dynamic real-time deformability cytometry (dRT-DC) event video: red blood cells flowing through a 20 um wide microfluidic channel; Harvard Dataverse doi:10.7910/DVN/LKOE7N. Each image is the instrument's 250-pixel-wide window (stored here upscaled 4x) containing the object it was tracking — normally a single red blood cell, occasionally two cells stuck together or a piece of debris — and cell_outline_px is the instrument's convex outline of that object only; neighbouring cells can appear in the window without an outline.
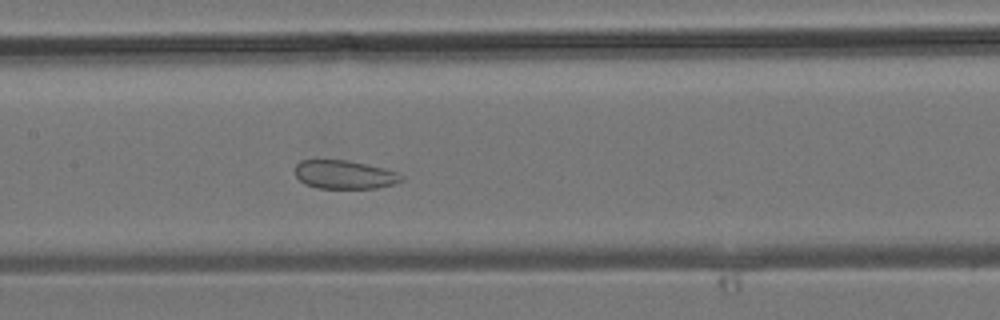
{"species": "common noctule bat (a hibernating species)", "species_latin": "Nyctalus noctula", "temperature_condition": "room temperature", "stored_images_in_passage": 36, "segment_of_instrument_passage": [1, 2], "camera_frame_rate_fps": 3000, "um_per_image_px": 0.085, "animal": {"sex": "male", "body_mass_g": 19.2, "forearm_length_mm": 51.8}, "frame": {"image": 1, "passage_image": 16, "time_ms": 5.0, "image_size_px": [1000, 320], "cell_outline_px": [[404, 180], [392, 184], [376, 188], [316, 188], [304, 184], [296, 176], [296, 164], [300, 160], [348, 160], [384, 168], [396, 172], [404, 176]], "centroid_in_image_um": [29.28, 14.84], "position_along_channel_um": 178.1, "area_um2": 17.69}}
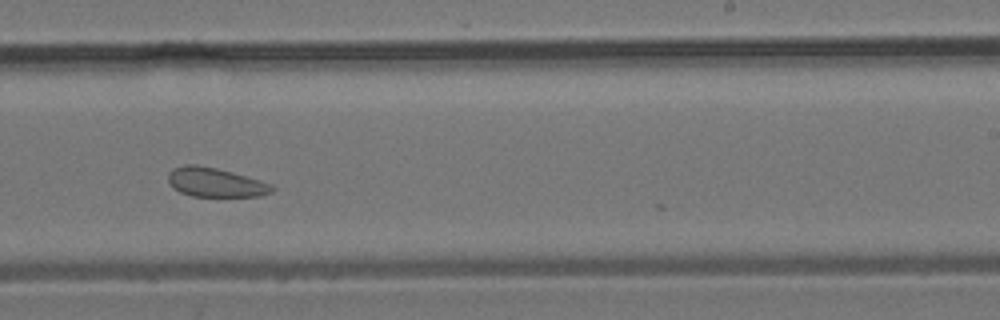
{"frame": {"image": 2, "passage_image": 21, "time_ms": 6.667, "image_size_px": [1000, 320], "cell_outline_px": [[276, 188], [272, 192], [260, 196], [192, 196], [180, 192], [172, 188], [168, 180], [168, 172], [172, 168], [184, 164], [196, 164], [216, 168], [232, 172], [260, 180], [272, 184]], "centroid_in_image_um": [18.29, 15.49], "position_along_channel_um": 270.7, "area_um2": 17.8}}
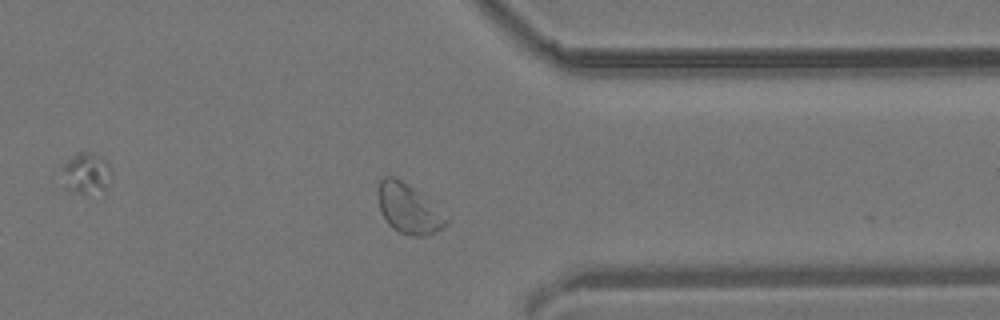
{"frame": {"image": 3, "passage_image": 27, "time_ms": 8.667, "image_size_px": [1000, 320], "cell_outline_px": [[448, 224], [428, 236], [408, 236], [392, 228], [388, 224], [380, 212], [376, 192], [380, 180], [384, 176], [396, 176], [408, 184], [448, 220]], "centroid_in_image_um": [34.63, 17.75], "position_along_channel_um": 376.8, "area_um2": 19.36}}